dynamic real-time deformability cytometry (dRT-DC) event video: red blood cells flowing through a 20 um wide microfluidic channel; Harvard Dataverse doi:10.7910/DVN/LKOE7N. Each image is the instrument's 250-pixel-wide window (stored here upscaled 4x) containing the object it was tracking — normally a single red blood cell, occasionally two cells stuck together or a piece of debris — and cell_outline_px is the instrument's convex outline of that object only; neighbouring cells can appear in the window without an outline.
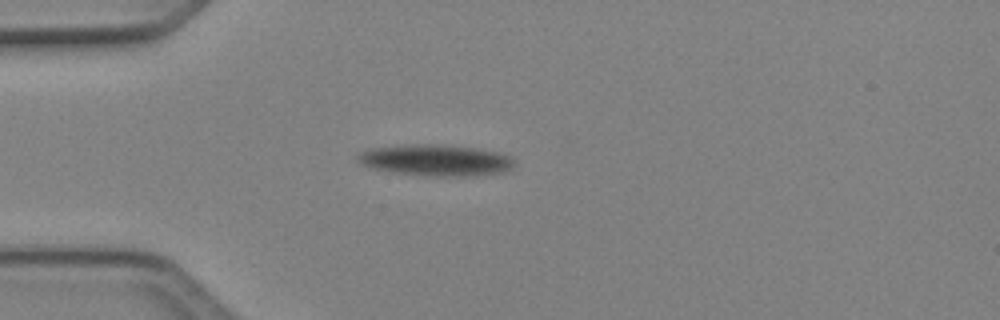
{"species": "Egyptian fruit bat (a non-hibernating species)", "species_latin": "Rousettus aegyptiacus", "temperature_condition": "cold", "stored_images_in_passage": 7, "camera_frame_rate_fps": 3000, "um_per_image_px": 0.085, "animal": {"sex": "female"}, "frame": {"image": 1, "passage_image": 4, "time_ms": 1.0, "image_size_px": [1000, 320], "cell_outline_px": [[516, 164], [512, 168], [504, 172], [476, 176], [432, 176], [392, 172], [372, 168], [360, 164], [356, 160], [356, 156], [360, 152], [372, 148], [416, 144], [436, 144], [476, 148], [500, 152], [512, 156], [516, 160]], "centroid_in_image_um": [37.1, 13.62], "position_along_channel_um": 47.9, "area_um2": 28.9}}
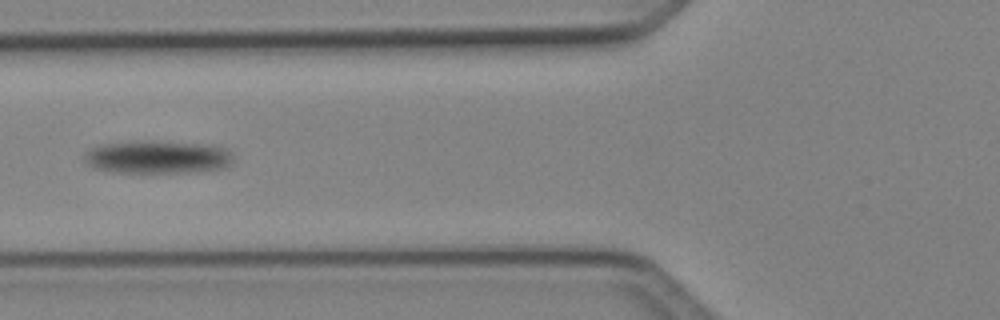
{"frame": {"image": 2, "passage_image": 6, "time_ms": 1.667, "image_size_px": [1000, 320], "cell_outline_px": [[232, 164], [224, 168], [196, 172], [112, 172], [92, 168], [84, 164], [84, 160], [88, 152], [92, 148], [108, 144], [208, 144], [228, 148], [232, 152]], "centroid_in_image_um": [13.47, 13.42], "position_along_channel_um": 112.3, "area_um2": 27.34}}
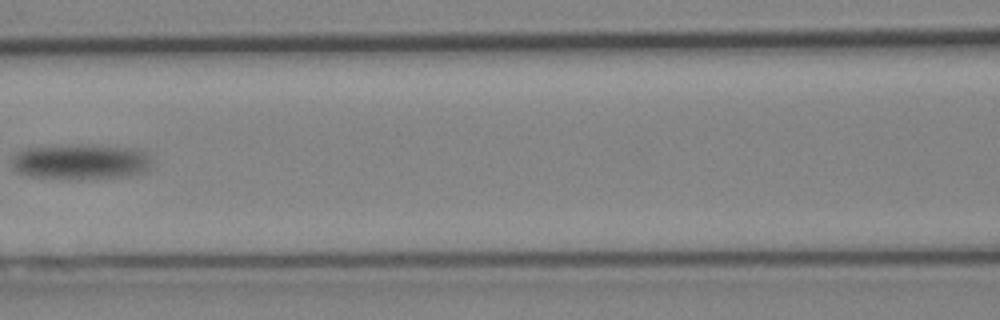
{"frame": {"image": 3, "passage_image": 7, "time_ms": 2.0, "image_size_px": [1000, 320], "cell_outline_px": [[148, 168], [144, 172], [128, 176], [72, 180], [68, 180], [32, 176], [16, 172], [12, 168], [12, 156], [16, 152], [24, 148], [80, 144], [88, 144], [128, 148], [144, 152], [148, 160]], "centroid_in_image_um": [6.75, 13.76], "position_along_channel_um": 159.9, "area_um2": 29.02}}